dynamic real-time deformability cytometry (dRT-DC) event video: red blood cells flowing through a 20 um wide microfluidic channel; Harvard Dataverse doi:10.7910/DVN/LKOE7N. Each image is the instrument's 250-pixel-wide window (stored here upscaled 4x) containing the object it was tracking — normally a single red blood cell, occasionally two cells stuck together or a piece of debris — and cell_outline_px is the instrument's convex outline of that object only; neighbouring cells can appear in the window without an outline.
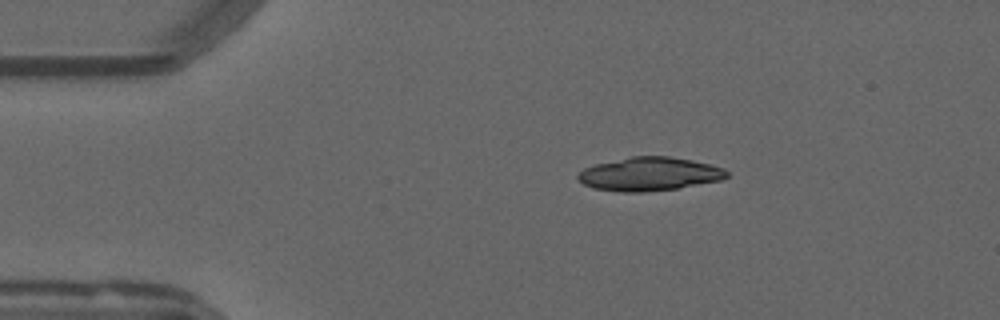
{"species": "common noctule bat (a hibernating species)", "species_latin": "Nyctalus noctula", "temperature_condition": "warm", "stored_images_in_passage": 13, "camera_frame_rate_fps": 3000, "um_per_image_px": 0.085, "animal": {"sex": "male", "forearm_length_mm": 52.5}, "frame": {"image": 1, "passage_image": 3, "time_ms": 0.667, "image_size_px": [1000, 320], "cell_outline_px": [[728, 176], [720, 180], [680, 188], [644, 192], [620, 192], [592, 188], [584, 184], [576, 176], [584, 168], [596, 164], [632, 156], [668, 156], [692, 160], [724, 168], [728, 172]], "centroid_in_image_um": [55.2, 14.8], "position_along_channel_um": 29.8, "area_um2": 29.02}}